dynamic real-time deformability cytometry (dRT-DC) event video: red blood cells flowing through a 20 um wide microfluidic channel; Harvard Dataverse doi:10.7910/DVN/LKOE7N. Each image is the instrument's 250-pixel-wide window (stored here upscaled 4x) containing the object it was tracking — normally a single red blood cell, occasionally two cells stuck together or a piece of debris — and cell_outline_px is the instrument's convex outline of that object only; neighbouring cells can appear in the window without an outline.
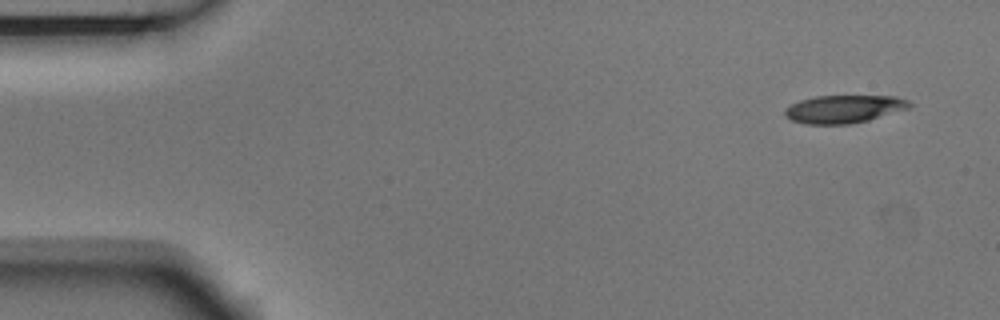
{"species": "Egyptian fruit bat (a non-hibernating species)", "species_latin": "Rousettus aegyptiacus", "temperature_condition": "room temperature", "stored_images_in_passage": 4, "camera_frame_rate_fps": 3000, "um_per_image_px": 0.085, "animal": {"sex": "male"}, "frame": {"image": 1, "passage_image": 1, "time_ms": 0.0, "image_size_px": [1000, 320], "cell_outline_px": [[912, 104], [908, 108], [868, 120], [848, 124], [804, 124], [792, 120], [784, 116], [784, 108], [800, 100], [816, 96], [896, 96], [908, 100]], "centroid_in_image_um": [71.7, 9.26], "position_along_channel_um": 13.3, "area_um2": 20.17}}